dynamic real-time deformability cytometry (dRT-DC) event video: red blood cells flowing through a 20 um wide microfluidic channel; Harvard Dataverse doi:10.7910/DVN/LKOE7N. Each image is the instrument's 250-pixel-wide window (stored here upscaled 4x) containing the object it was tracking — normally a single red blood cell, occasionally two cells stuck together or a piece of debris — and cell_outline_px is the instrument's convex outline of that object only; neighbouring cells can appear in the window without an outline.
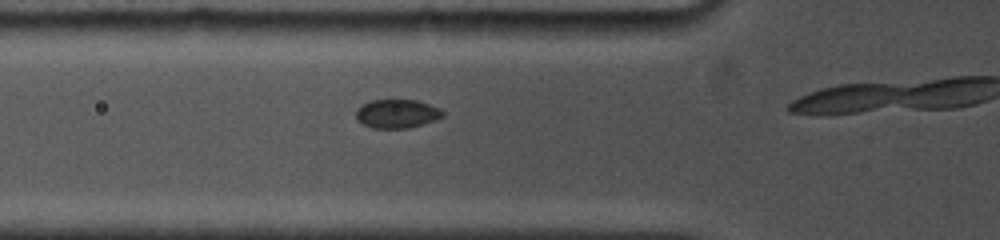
{"species": "common noctule bat (a hibernating species)", "species_latin": "Nyctalus noctula", "temperature_condition": "cold", "stored_images_in_passage": 3, "camera_frame_rate_fps": 5000, "um_per_image_px": 0.085, "animal": {"sex": "female", "body_mass_g": 19.0, "forearm_length_mm": 53.3}, "frame": {"image": 1, "passage_image": 2, "time_ms": 0.4, "image_size_px": [1000, 240], "cell_outline_px": [[444, 116], [436, 120], [408, 128], [372, 128], [356, 120], [356, 108], [372, 100], [416, 100], [440, 108], [444, 112]], "centroid_in_image_um": [33.75, 9.67], "position_along_channel_um": 92.1, "area_um2": 14.51}}